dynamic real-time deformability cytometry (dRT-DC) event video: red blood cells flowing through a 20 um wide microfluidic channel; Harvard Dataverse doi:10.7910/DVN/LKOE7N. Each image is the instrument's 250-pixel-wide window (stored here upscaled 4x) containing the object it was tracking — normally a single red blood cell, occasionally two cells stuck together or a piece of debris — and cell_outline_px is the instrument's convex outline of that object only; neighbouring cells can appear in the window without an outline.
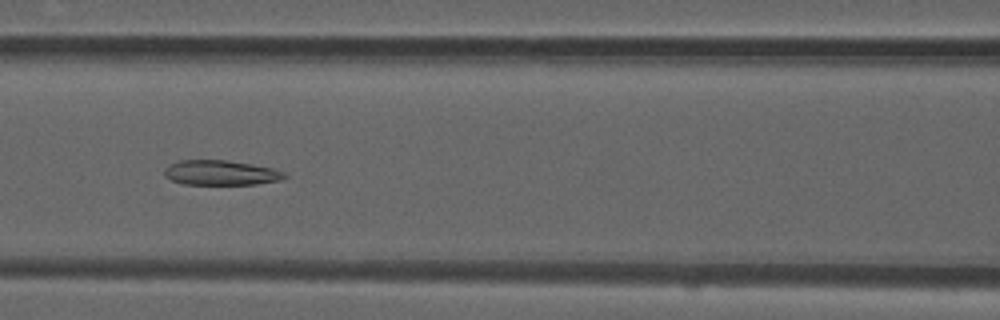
{"species": "common noctule bat (a hibernating species)", "species_latin": "Nyctalus noctula", "temperature_condition": "room temperature", "stored_images_in_passage": 53, "camera_frame_rate_fps": 3000, "um_per_image_px": 0.085, "animal": {"sex": "male", "forearm_length_mm": 52.5}, "frame": {"image": 1, "passage_image": 22, "time_ms": 7.0, "image_size_px": [1000, 320], "cell_outline_px": [[288, 176], [280, 180], [256, 184], [184, 184], [172, 180], [164, 176], [164, 168], [168, 164], [180, 160], [228, 160], [272, 168], [284, 172]], "centroid_in_image_um": [18.74, 14.68], "position_along_channel_um": 147.9, "area_um2": 17.4}}
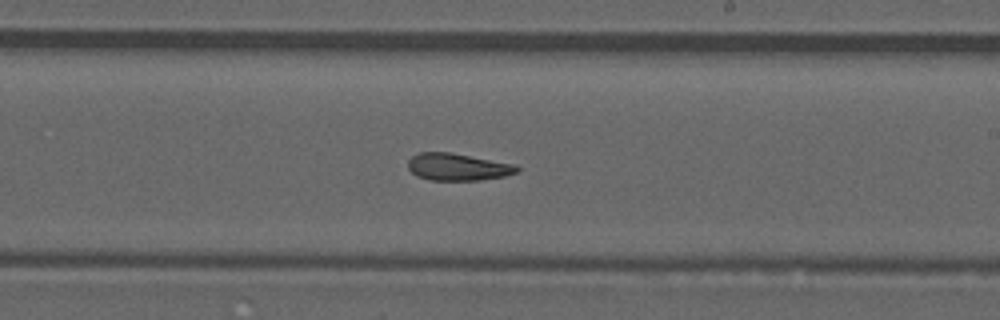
{"frame": {"image": 2, "passage_image": 30, "time_ms": 9.667, "image_size_px": [1000, 320], "cell_outline_px": [[520, 168], [516, 172], [504, 176], [480, 180], [432, 180], [416, 176], [408, 168], [408, 160], [412, 156], [420, 152], [448, 152], [516, 164]], "centroid_in_image_um": [38.9, 14.19], "position_along_channel_um": 250.1, "area_um2": 17.17}}
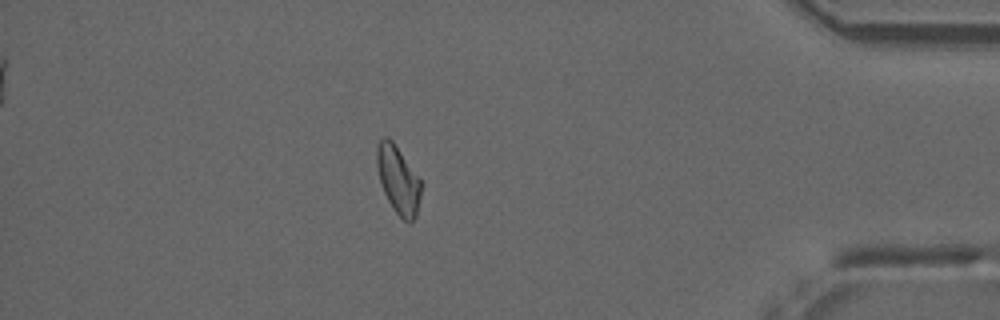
{"frame": {"image": 3, "passage_image": 45, "time_ms": 14.667, "image_size_px": [1000, 320], "cell_outline_px": [[420, 196], [416, 216], [408, 224], [392, 208], [380, 184], [376, 164], [376, 148], [380, 140], [384, 136], [388, 136], [392, 140], [420, 180]], "centroid_in_image_um": [33.81, 15.28], "position_along_channel_um": 401.4, "area_um2": 17.22}, "authors_computed_cell_mechanics": {"area_um2": 17.8602, "velocity_mm_per_s": 3.8553, "shape_relaxation_time_tau1_ms": null, "shape_relaxation_time_tau2_ms": 4.9897, "deformation_change_tau1": null, "deformation_change_tau2": 0.1032}}